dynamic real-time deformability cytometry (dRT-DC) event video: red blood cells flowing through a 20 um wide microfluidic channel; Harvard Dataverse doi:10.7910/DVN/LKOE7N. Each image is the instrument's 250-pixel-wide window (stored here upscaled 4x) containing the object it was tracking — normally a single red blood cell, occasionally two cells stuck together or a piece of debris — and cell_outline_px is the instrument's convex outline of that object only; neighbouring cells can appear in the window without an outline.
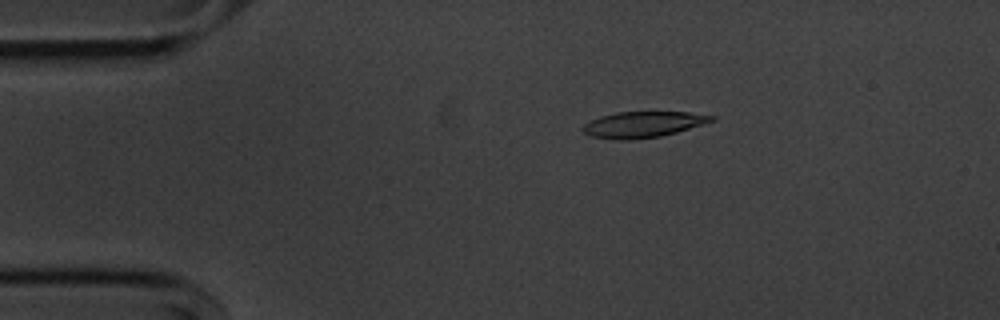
{"species": "common noctule bat (a hibernating species)", "species_latin": "Nyctalus noctula", "temperature_condition": "cold", "stored_images_in_passage": 55, "camera_frame_rate_fps": 3000, "um_per_image_px": 0.085, "animal": {"sex": "male", "body_mass_g": 20.1, "forearm_length_mm": 53.5}, "frame": {"image": 1, "passage_image": 10, "time_ms": 3.0, "image_size_px": [1000, 320], "cell_outline_px": [[716, 120], [676, 132], [660, 136], [624, 140], [616, 140], [592, 136], [584, 132], [580, 128], [584, 124], [600, 116], [616, 112], [688, 112], [716, 116]], "centroid_in_image_um": [54.65, 10.57], "position_along_channel_um": 30.3, "area_um2": 19.31}}
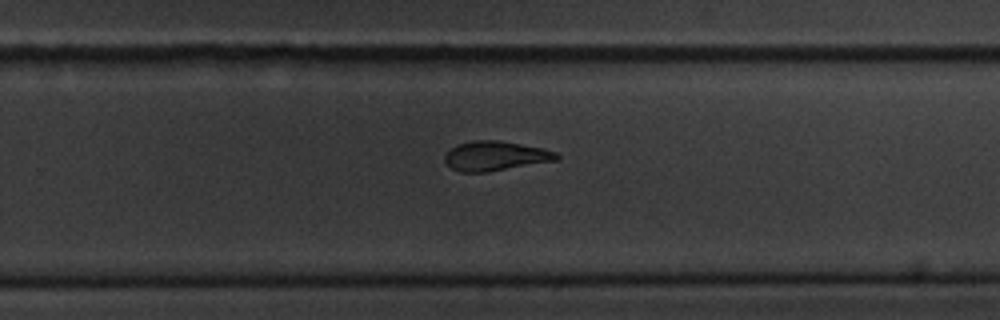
{"frame": {"image": 2, "passage_image": 35, "time_ms": 11.333, "image_size_px": [1000, 320], "cell_outline_px": [[560, 160], [488, 172], [460, 172], [452, 168], [444, 160], [444, 152], [456, 144], [472, 140], [496, 140], [520, 144], [540, 148], [556, 152], [560, 156]], "centroid_in_image_um": [42.08, 13.26], "position_along_channel_um": 287.7, "area_um2": 19.42}}
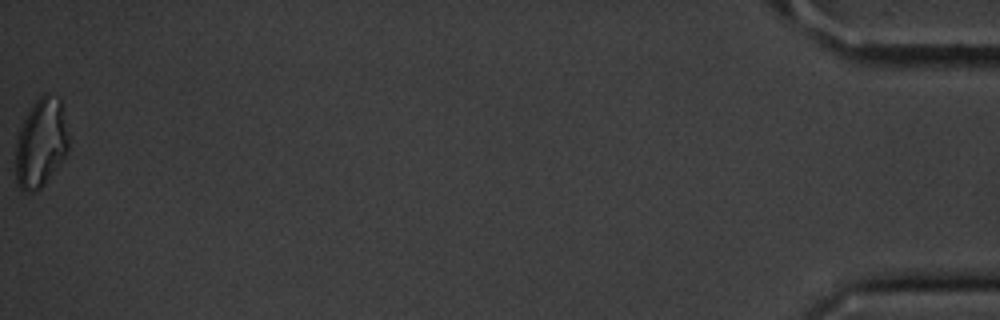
{"frame": {"image": 3, "passage_image": 55, "time_ms": 18.0, "image_size_px": [1000, 320], "cell_outline_px": [[68, 148], [64, 156], [44, 184], [40, 188], [32, 192], [24, 192], [20, 188], [16, 180], [16, 140], [20, 128], [28, 112], [36, 100], [44, 92], [48, 92], [60, 96], [68, 136]], "centroid_in_image_um": [3.47, 12.11], "position_along_channel_um": 431.7, "area_um2": 27.22}, "authors_computed_cell_mechanics": {"area_um2": 20.0566, "velocity_mm_per_s": 3.6359, "shape_relaxation_time_tau1_ms": 4.3204, "shape_relaxation_time_tau2_ms": 7.6908, "deformation_change_tau1": 0.1591, "deformation_change_tau2": 0.1736}}